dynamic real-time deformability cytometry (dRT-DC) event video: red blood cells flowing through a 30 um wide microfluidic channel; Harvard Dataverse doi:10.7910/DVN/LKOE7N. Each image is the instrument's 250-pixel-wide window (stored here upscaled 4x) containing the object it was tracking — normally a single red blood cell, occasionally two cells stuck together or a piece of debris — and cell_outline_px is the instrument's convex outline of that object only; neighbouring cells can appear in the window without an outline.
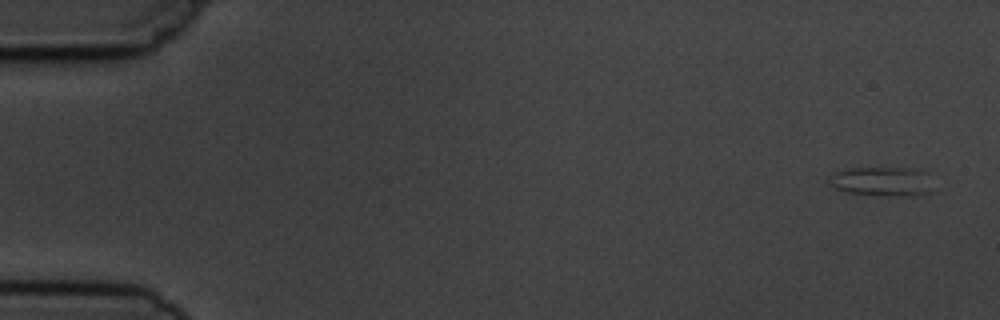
{"species": "common noctule bat (a hibernating species)", "species_latin": "Nyctalus noctula", "temperature_condition": "cold", "stored_images_in_passage": 7, "segment_of_instrument_passage": [1, 2], "camera_frame_rate_fps": 3000, "um_per_image_px": 0.085, "animal": {"sex": "male", "body_mass_g": 19.5, "forearm_length_mm": 54.6}, "frame": {"image": 1, "passage_image": 1, "time_ms": 0.0, "image_size_px": [1000, 320], "cell_outline_px": [[932, 192], [928, 196], [880, 196], [848, 192], [836, 188], [828, 184], [828, 180], [836, 172], [848, 168], [912, 168], [924, 172]], "centroid_in_image_um": [74.98, 15.45], "position_along_channel_um": 10.0, "area_um2": 17.8}}
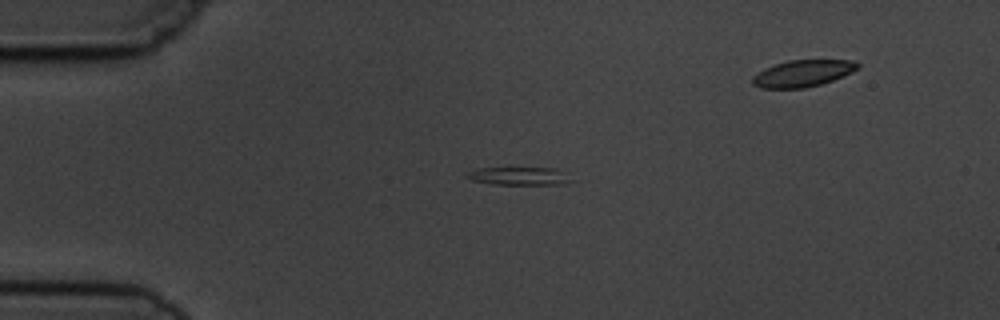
{"frame": {"image": 2, "passage_image": 4, "time_ms": 3.667, "image_size_px": [1000, 320], "cell_outline_px": [[580, 180], [564, 184], [492, 184], [472, 180], [464, 176], [464, 172], [480, 168], [552, 168]], "centroid_in_image_um": [44.16, 14.97], "position_along_channel_um": 40.8, "area_um2": 11.1}}
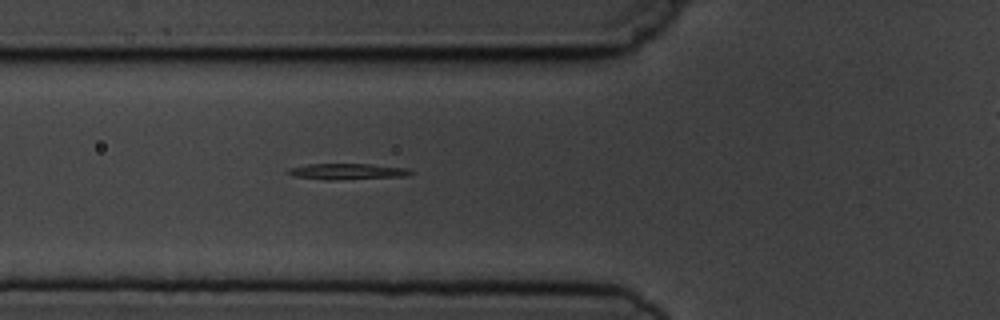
{"frame": {"image": 3, "passage_image": 6, "time_ms": 6.0, "image_size_px": [1000, 320], "cell_outline_px": [[416, 172], [404, 176], [336, 180], [324, 180], [292, 176], [284, 172], [288, 168], [308, 164], [368, 164], [408, 168]], "centroid_in_image_um": [29.46, 14.58], "position_along_channel_um": 96.3, "area_um2": 11.56}}